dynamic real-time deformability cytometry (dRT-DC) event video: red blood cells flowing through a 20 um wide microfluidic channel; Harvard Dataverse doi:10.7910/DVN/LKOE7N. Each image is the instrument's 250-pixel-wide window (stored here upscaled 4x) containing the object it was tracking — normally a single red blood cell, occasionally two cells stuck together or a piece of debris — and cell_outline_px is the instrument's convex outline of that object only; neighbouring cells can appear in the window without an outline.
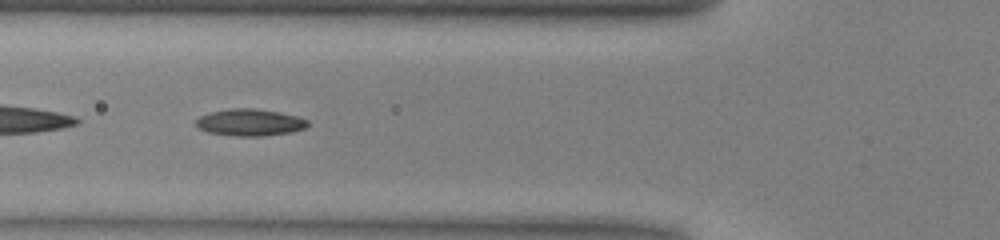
{"species": "common noctule bat (a hibernating species)", "species_latin": "Nyctalus noctula", "temperature_condition": "warm", "stored_images_in_passage": 50, "camera_frame_rate_fps": 3000, "um_per_image_px": 0.085, "animal": {"sex": "male", "body_mass_g": 13.0, "forearm_length_mm": 53.1}, "frame": {"image": 1, "passage_image": 18, "time_ms": 5.667, "image_size_px": [1000, 240], "cell_outline_px": [[308, 124], [304, 128], [292, 132], [264, 136], [236, 136], [208, 132], [200, 128], [196, 124], [196, 120], [200, 116], [208, 112], [228, 108], [252, 108], [280, 112], [296, 116], [308, 120]], "centroid_in_image_um": [21.23, 10.4], "position_along_channel_um": 104.6, "area_um2": 17.51}}
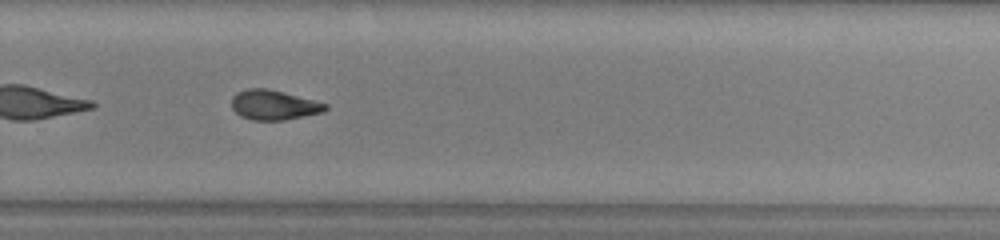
{"frame": {"image": 2, "passage_image": 33, "time_ms": 10.667, "image_size_px": [1000, 240], "cell_outline_px": [[328, 108], [324, 112], [284, 120], [252, 120], [240, 116], [232, 108], [232, 96], [236, 92], [248, 88], [264, 88], [328, 104]], "centroid_in_image_um": [23.24, 8.93], "position_along_channel_um": 306.6, "area_um2": 16.07}, "authors_computed_cell_mechanics": {"area_um2": 16.9065, "velocity_mm_per_s": 4.0443, "shape_relaxation_time_tau1_ms": null, "shape_relaxation_time_tau2_ms": 3.0048, "deformation_change_tau1": null, "deformation_change_tau2": 0.1005}}